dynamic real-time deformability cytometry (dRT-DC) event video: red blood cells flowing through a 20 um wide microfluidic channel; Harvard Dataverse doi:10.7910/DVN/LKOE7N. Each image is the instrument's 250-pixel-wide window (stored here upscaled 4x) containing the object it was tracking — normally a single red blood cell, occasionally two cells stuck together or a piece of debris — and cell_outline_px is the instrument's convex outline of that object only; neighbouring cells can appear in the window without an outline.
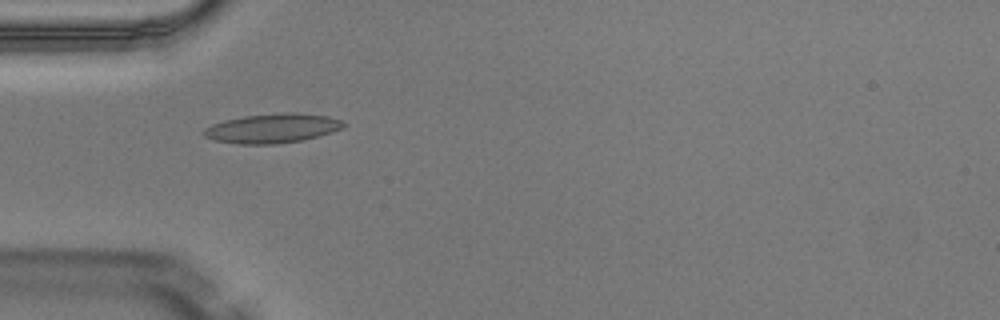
{"species": "Egyptian fruit bat (a non-hibernating species)", "species_latin": "Rousettus aegyptiacus", "temperature_condition": "warm", "stored_images_in_passage": 6, "camera_frame_rate_fps": 3000, "um_per_image_px": 0.085, "animal": {"sex": "male"}, "frame": {"image": 1, "passage_image": 5, "time_ms": 1.333, "image_size_px": [1000, 320], "cell_outline_px": [[348, 124], [344, 128], [332, 132], [300, 140], [276, 144], [240, 144], [212, 140], [204, 136], [204, 128], [212, 124], [224, 120], [244, 116], [328, 116], [340, 120]], "centroid_in_image_um": [23.08, 10.97], "position_along_channel_um": 61.9, "area_um2": 22.54}}